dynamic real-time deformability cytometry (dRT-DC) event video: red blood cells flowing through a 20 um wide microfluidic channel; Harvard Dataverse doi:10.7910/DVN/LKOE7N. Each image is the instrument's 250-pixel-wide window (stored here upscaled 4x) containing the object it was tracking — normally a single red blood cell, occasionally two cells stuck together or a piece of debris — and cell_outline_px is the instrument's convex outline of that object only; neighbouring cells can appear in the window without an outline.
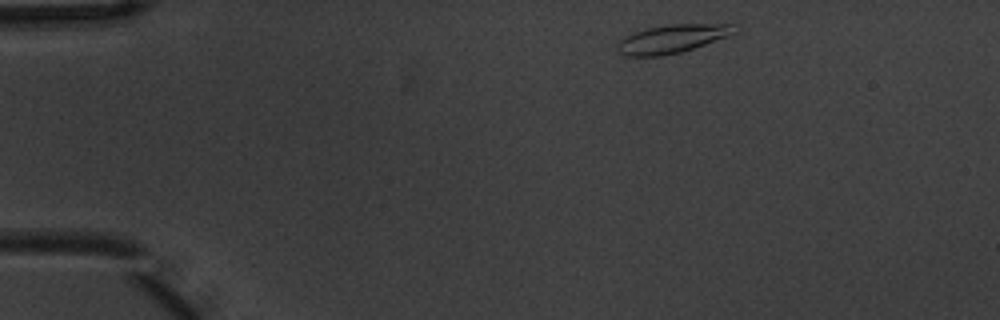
{"species": "common noctule bat (a hibernating species)", "species_latin": "Nyctalus noctula", "temperature_condition": "warm", "stored_images_in_passage": 4, "segment_of_instrument_passage": [1, 2], "camera_frame_rate_fps": 3000, "um_per_image_px": 0.085, "animal": {"sex": "male", "body_mass_g": 20.1, "forearm_length_mm": 53.5}, "frame": {"image": 1, "passage_image": 1, "time_ms": 0.0, "image_size_px": [1000, 320], "cell_outline_px": [[740, 24], [736, 32], [728, 36], [680, 52], [660, 56], [624, 56], [616, 48], [616, 44], [620, 40], [644, 28], [668, 24]], "centroid_in_image_um": [57.15, 3.28], "position_along_channel_um": 27.8, "area_um2": 19.31}}